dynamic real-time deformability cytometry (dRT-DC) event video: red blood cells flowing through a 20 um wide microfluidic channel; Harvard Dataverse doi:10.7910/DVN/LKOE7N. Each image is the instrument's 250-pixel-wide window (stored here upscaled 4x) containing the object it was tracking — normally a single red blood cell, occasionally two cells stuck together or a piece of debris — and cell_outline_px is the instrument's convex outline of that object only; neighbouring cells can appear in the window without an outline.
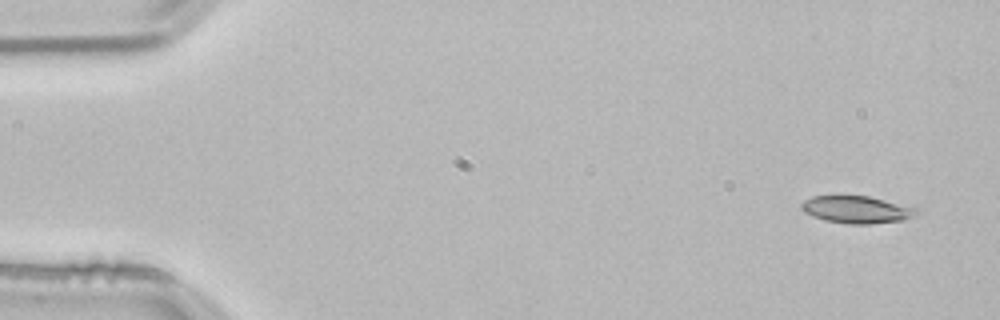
{"species": "common noctule bat (a hibernating species)", "species_latin": "Nyctalus noctula", "temperature_condition": "room temperature", "stored_images_in_passage": 51, "camera_frame_rate_fps": 3000, "um_per_image_px": 0.085, "animal": {"sex": "male", "body_mass_g": 21.5, "forearm_length_mm": 52.0}, "frame": {"image": 1, "passage_image": 1, "time_ms": 0.0, "image_size_px": [1000, 320], "cell_outline_px": [[920, 212], [904, 220], [872, 224], [848, 224], [824, 220], [812, 216], [804, 212], [800, 208], [800, 204], [804, 200], [812, 196], [868, 196], [916, 208]], "centroid_in_image_um": [72.78, 17.82], "position_along_channel_um": 12.2, "area_um2": 18.26}}
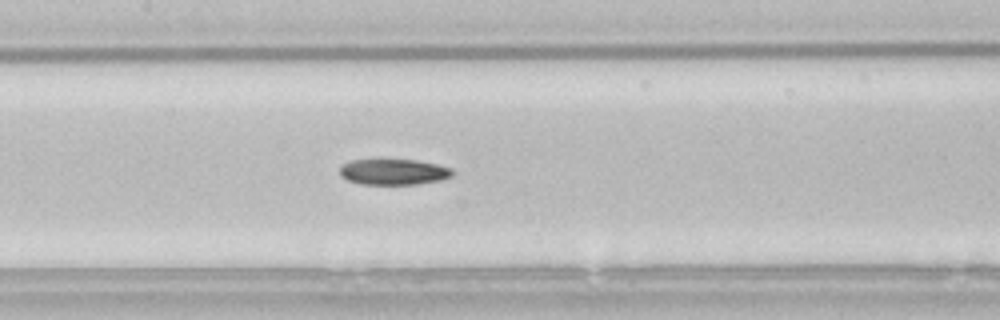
{"frame": {"image": 2, "passage_image": 23, "time_ms": 7.333, "image_size_px": [1000, 320], "cell_outline_px": [[456, 172], [452, 176], [440, 180], [420, 184], [360, 184], [348, 180], [340, 176], [340, 164], [348, 160], [416, 160], [436, 164], [452, 168]], "centroid_in_image_um": [33.45, 14.61], "position_along_channel_um": 173.9, "area_um2": 17.11}}
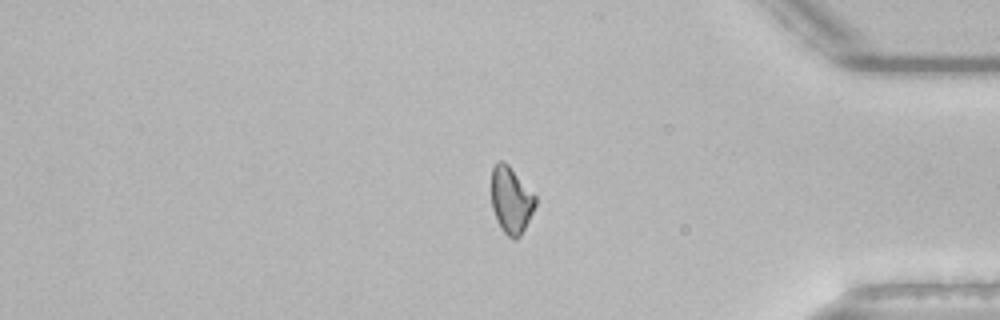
{"frame": {"image": 3, "passage_image": 42, "time_ms": 13.667, "image_size_px": [1000, 320], "cell_outline_px": [[536, 204], [520, 236], [516, 240], [512, 240], [500, 228], [496, 220], [492, 208], [492, 168], [500, 160], [504, 160], [508, 164], [536, 196]], "centroid_in_image_um": [43.43, 17.02], "position_along_channel_um": 391.8, "area_um2": 16.99}}